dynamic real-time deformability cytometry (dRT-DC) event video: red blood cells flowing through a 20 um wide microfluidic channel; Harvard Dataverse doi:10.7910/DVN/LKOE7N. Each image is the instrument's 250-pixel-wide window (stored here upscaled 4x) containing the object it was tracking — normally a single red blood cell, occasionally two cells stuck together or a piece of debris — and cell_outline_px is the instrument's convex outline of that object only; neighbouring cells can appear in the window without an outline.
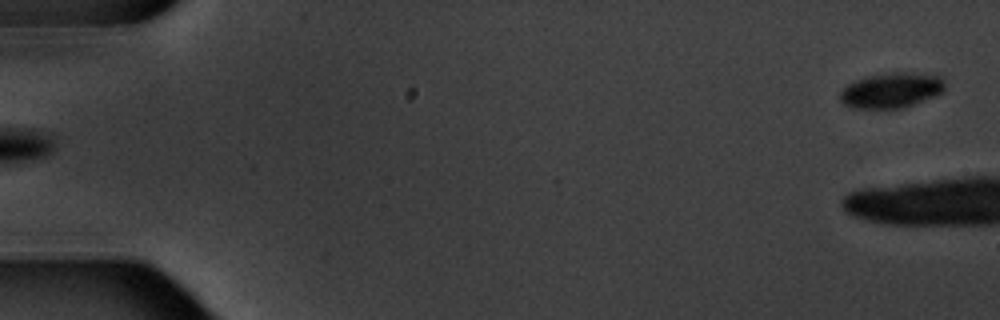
{"species": "common noctule bat (a hibernating species)", "species_latin": "Nyctalus noctula", "temperature_condition": "warm", "stored_images_in_passage": 5, "camera_frame_rate_fps": 3000, "um_per_image_px": 0.085, "animal": {"sex": "male", "body_mass_g": 20.1, "forearm_length_mm": 53.5}, "frame": {"image": 1, "passage_image": 5, "time_ms": 5.667, "image_size_px": [1000, 320], "cell_outline_px": [[944, 92], [936, 96], [904, 108], [852, 108], [844, 104], [840, 100], [840, 92], [848, 84], [856, 80], [868, 76], [892, 72], [908, 72], [940, 76], [944, 80]], "centroid_in_image_um": [75.79, 7.68], "position_along_channel_um": 9.2, "area_um2": 21.56}}